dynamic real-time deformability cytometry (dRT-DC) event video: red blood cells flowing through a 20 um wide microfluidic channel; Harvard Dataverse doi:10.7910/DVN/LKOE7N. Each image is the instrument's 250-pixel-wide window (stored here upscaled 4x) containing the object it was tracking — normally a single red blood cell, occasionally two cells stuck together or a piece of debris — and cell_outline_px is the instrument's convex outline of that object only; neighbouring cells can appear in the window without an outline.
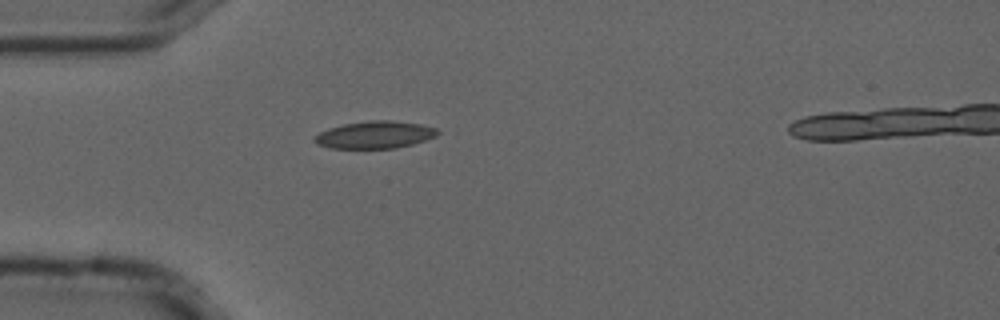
{"species": "common noctule bat (a hibernating species)", "species_latin": "Nyctalus noctula", "temperature_condition": "cold", "stored_images_in_passage": 2, "camera_frame_rate_fps": 3000, "um_per_image_px": 0.085, "animal": {"sex": "male", "forearm_length_mm": 52.5}, "frame": {"image": 1, "passage_image": 1, "time_ms": 0.0, "image_size_px": [1000, 320], "cell_outline_px": [[440, 132], [436, 136], [412, 144], [396, 148], [328, 148], [316, 144], [312, 140], [312, 136], [328, 128], [344, 124], [368, 120], [392, 120], [420, 124], [436, 128]], "centroid_in_image_um": [31.81, 11.45], "position_along_channel_um": 53.2, "area_um2": 19.71}}